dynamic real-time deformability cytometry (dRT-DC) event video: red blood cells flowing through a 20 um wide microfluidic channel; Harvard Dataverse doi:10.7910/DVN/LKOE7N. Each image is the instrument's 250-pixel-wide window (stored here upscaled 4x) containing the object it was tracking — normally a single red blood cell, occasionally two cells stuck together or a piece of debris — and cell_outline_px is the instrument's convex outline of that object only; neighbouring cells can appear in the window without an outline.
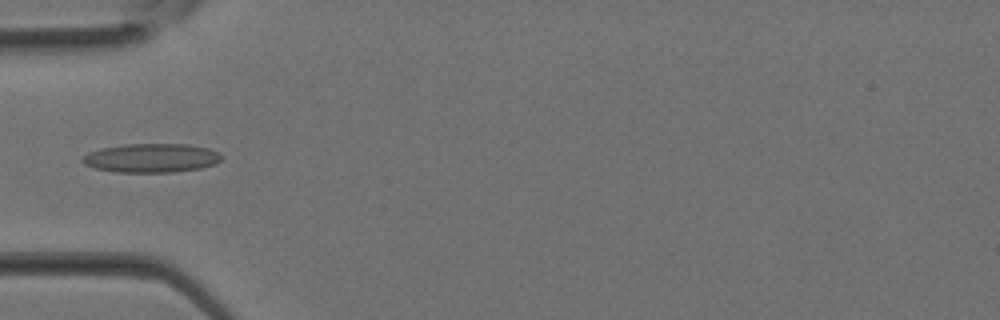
{"species": "Egyptian fruit bat (a non-hibernating species)", "species_latin": "Rousettus aegyptiacus", "temperature_condition": "room temperature", "stored_images_in_passage": 36, "camera_frame_rate_fps": 3000, "um_per_image_px": 0.085, "animal": {"sex": "female"}, "frame": {"image": 1, "passage_image": 12, "time_ms": 3.667, "image_size_px": [1000, 320], "cell_outline_px": [[220, 160], [216, 164], [200, 168], [172, 172], [116, 172], [96, 168], [84, 164], [80, 160], [88, 152], [100, 148], [124, 144], [188, 144], [208, 148], [216, 152], [220, 156]], "centroid_in_image_um": [12.83, 13.42], "position_along_channel_um": 72.2, "area_um2": 23.35}}
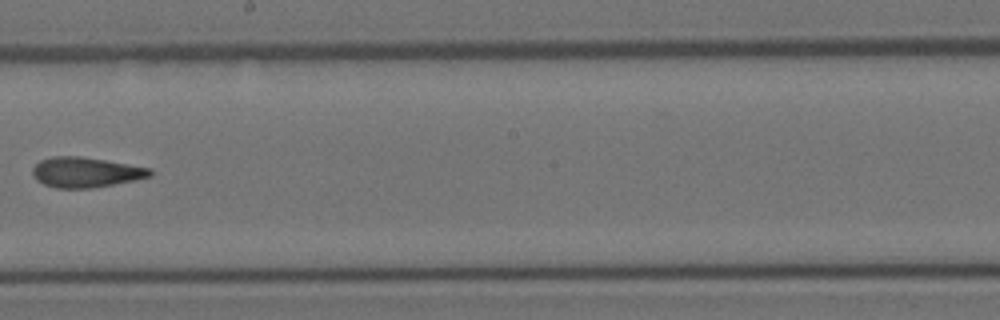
{"frame": {"image": 2, "passage_image": 21, "time_ms": 6.667, "image_size_px": [1000, 320], "cell_outline_px": [[152, 176], [136, 180], [92, 188], [56, 188], [44, 184], [36, 180], [32, 172], [32, 168], [40, 160], [52, 156], [80, 156], [152, 168]], "centroid_in_image_um": [7.29, 14.64], "position_along_channel_um": 240.9, "area_um2": 20.69}}
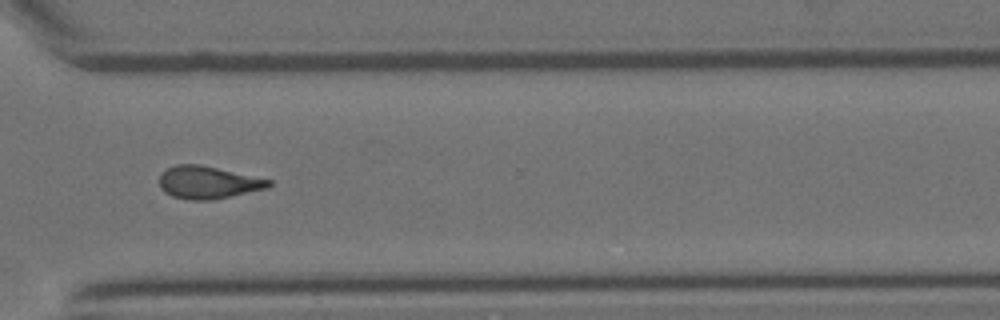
{"frame": {"image": 3, "passage_image": 27, "time_ms": 8.667, "image_size_px": [1000, 320], "cell_outline_px": [[272, 184], [268, 188], [212, 200], [188, 200], [172, 196], [164, 192], [160, 188], [160, 172], [176, 164], [200, 164], [272, 180]], "centroid_in_image_um": [17.66, 15.51], "position_along_channel_um": 352.9, "area_um2": 20.81}}